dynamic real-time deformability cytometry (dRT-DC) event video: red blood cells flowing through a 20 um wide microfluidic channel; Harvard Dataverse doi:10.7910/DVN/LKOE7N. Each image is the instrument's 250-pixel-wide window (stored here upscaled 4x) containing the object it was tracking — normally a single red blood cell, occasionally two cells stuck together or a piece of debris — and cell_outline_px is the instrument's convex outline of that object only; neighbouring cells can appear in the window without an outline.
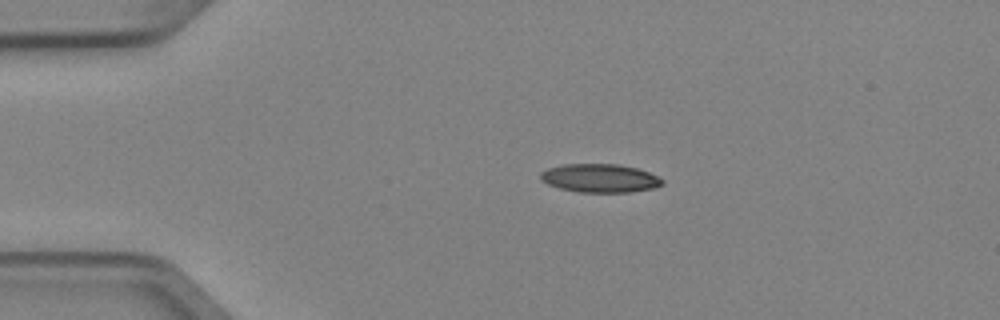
{"species": "Egyptian fruit bat (a non-hibernating species)", "species_latin": "Rousettus aegyptiacus", "temperature_condition": "cold", "stored_images_in_passage": 4, "camera_frame_rate_fps": 3000, "um_per_image_px": 0.085, "animal": {"sex": "female"}, "frame": {"image": 1, "passage_image": 3, "time_ms": 0.667, "image_size_px": [1000, 320], "cell_outline_px": [[664, 184], [656, 188], [628, 192], [580, 192], [560, 188], [548, 184], [540, 180], [540, 172], [548, 168], [564, 164], [620, 164], [636, 168], [648, 172], [664, 180]], "centroid_in_image_um": [51.0, 15.14], "position_along_channel_um": 34.0, "area_um2": 20.23}}